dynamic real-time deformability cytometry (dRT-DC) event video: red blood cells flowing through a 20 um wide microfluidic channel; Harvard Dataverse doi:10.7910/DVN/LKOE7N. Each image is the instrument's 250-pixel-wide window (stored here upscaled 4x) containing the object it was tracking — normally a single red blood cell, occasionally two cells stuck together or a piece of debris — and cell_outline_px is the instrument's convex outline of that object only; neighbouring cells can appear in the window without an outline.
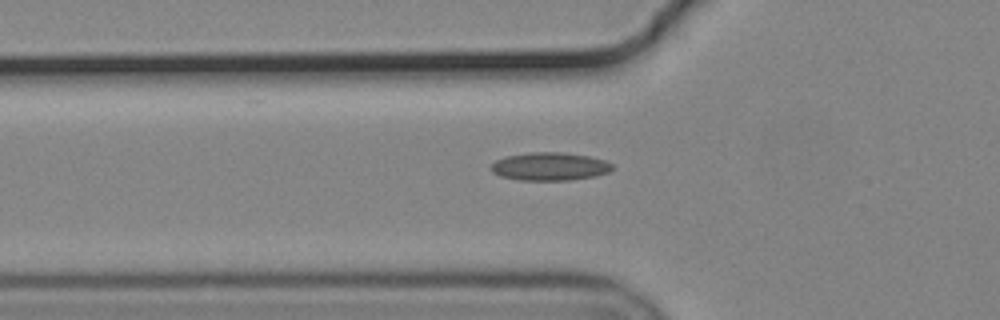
{"species": "common noctule bat (a hibernating species)", "species_latin": "Nyctalus noctula", "temperature_condition": "cold", "stored_images_in_passage": 42, "camera_frame_rate_fps": 3000, "um_per_image_px": 0.085, "animal": {"sex": "male", "body_mass_g": 19.2, "forearm_length_mm": 51.8}, "frame": {"image": 1, "passage_image": 10, "time_ms": 3.0, "image_size_px": [1000, 320], "cell_outline_px": [[616, 168], [608, 172], [596, 176], [568, 180], [520, 180], [500, 176], [492, 172], [492, 164], [496, 160], [504, 156], [528, 152], [564, 152], [588, 156], [604, 160], [612, 164]], "centroid_in_image_um": [46.74, 14.14], "position_along_channel_um": 79.1, "area_um2": 19.94}}
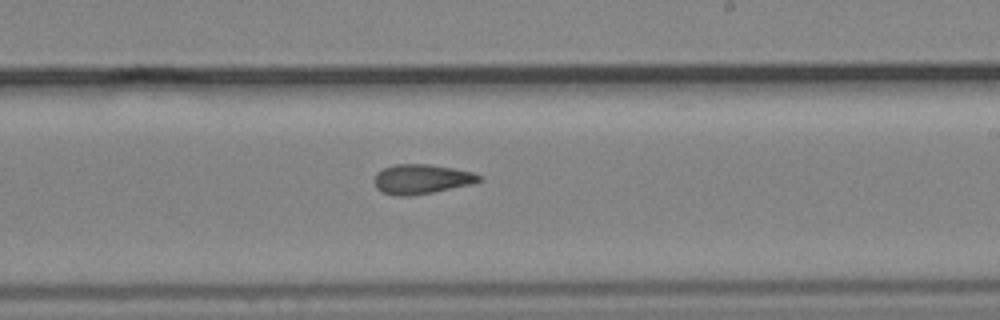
{"frame": {"image": 2, "passage_image": 24, "time_ms": 7.667, "image_size_px": [1000, 320], "cell_outline_px": [[480, 180], [472, 184], [412, 196], [396, 196], [384, 192], [376, 188], [376, 172], [384, 168], [396, 164], [428, 164], [452, 168], [472, 172], [480, 176]], "centroid_in_image_um": [35.82, 15.22], "position_along_channel_um": 253.2, "area_um2": 17.8}}
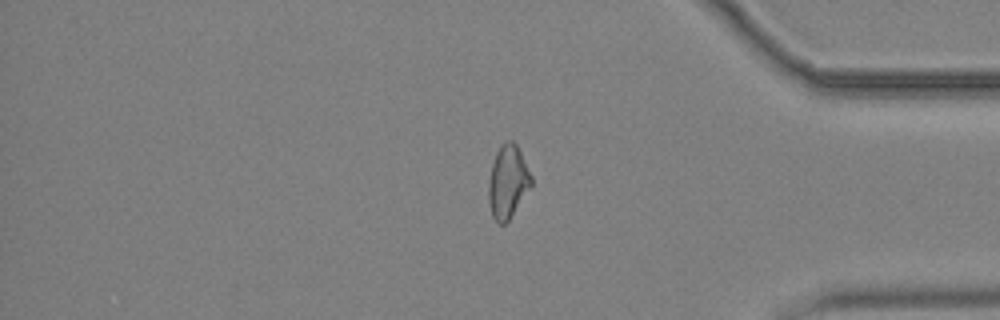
{"frame": {"image": 3, "passage_image": 37, "time_ms": 12.0, "image_size_px": [1000, 320], "cell_outline_px": [[532, 188], [508, 220], [504, 224], [500, 224], [492, 216], [488, 200], [488, 180], [492, 164], [496, 152], [500, 144], [504, 140], [512, 140], [516, 144], [532, 176]], "centroid_in_image_um": [43.17, 15.44], "position_along_channel_um": 392.0, "area_um2": 18.38}, "authors_computed_cell_mechanics": {"area_um2": 18.2937, "velocity_mm_per_s": 3.7195, "shape_relaxation_time_tau1_ms": null, "shape_relaxation_time_tau2_ms": 5.181, "deformation_change_tau1": null, "deformation_change_tau2": 0.1306}}